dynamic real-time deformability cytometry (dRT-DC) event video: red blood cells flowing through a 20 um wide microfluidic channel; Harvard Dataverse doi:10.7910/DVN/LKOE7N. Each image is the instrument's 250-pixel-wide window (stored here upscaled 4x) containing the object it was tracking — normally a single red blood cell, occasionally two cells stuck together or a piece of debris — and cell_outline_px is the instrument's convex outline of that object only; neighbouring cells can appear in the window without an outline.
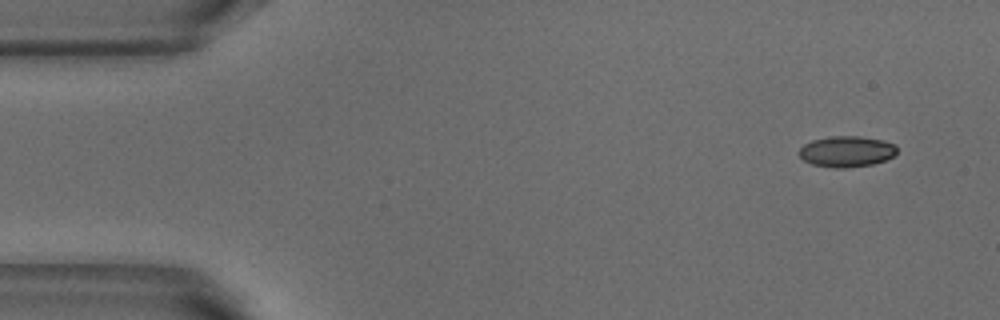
{"species": "common noctule bat (a hibernating species)", "species_latin": "Nyctalus noctula", "temperature_condition": "warm", "stored_images_in_passage": 5, "segment_of_instrument_passage": [1, 2], "camera_frame_rate_fps": 3000, "um_per_image_px": 0.085, "animal": {"sex": "male", "body_mass_g": 18.8}, "frame": {"image": 1, "passage_image": 1, "time_ms": 0.0, "image_size_px": [1000, 320], "cell_outline_px": [[896, 152], [892, 156], [884, 160], [872, 164], [844, 168], [836, 168], [812, 164], [804, 160], [800, 156], [800, 148], [804, 144], [812, 140], [828, 136], [860, 136], [880, 140], [896, 144]], "centroid_in_image_um": [71.94, 12.87], "position_along_channel_um": 13.1, "area_um2": 17.46}}